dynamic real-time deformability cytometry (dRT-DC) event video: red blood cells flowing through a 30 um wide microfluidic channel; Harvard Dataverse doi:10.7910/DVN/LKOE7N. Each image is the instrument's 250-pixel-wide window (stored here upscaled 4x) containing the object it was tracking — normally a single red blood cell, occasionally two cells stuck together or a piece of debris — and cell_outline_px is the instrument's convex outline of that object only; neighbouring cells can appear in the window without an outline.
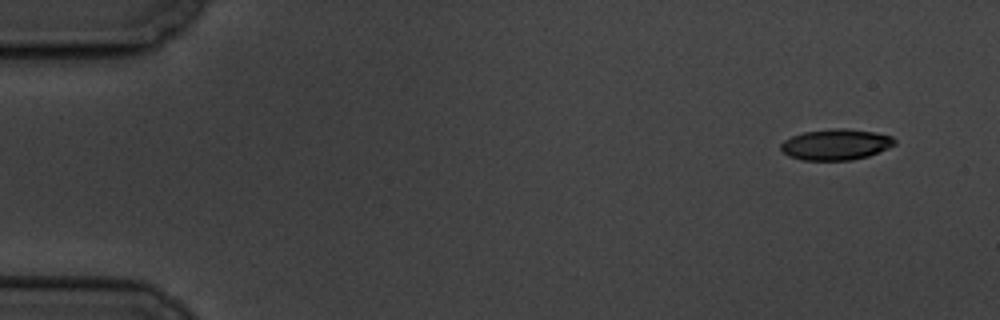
{"species": "common noctule bat (a hibernating species)", "species_latin": "Nyctalus noctula", "temperature_condition": "cold", "stored_images_in_passage": 5, "camera_frame_rate_fps": 3000, "um_per_image_px": 0.085, "animal": {"sex": "male", "body_mass_g": 19.5, "forearm_length_mm": 54.6}, "frame": {"image": 1, "passage_image": 1, "time_ms": 0.0, "image_size_px": [1000, 320], "cell_outline_px": [[896, 144], [888, 148], [868, 156], [852, 160], [804, 160], [788, 156], [780, 148], [780, 144], [784, 140], [792, 136], [804, 132], [832, 128], [848, 128], [872, 132], [892, 136], [896, 140]], "centroid_in_image_um": [71.05, 12.28], "position_along_channel_um": 14.0, "area_um2": 20.52}}